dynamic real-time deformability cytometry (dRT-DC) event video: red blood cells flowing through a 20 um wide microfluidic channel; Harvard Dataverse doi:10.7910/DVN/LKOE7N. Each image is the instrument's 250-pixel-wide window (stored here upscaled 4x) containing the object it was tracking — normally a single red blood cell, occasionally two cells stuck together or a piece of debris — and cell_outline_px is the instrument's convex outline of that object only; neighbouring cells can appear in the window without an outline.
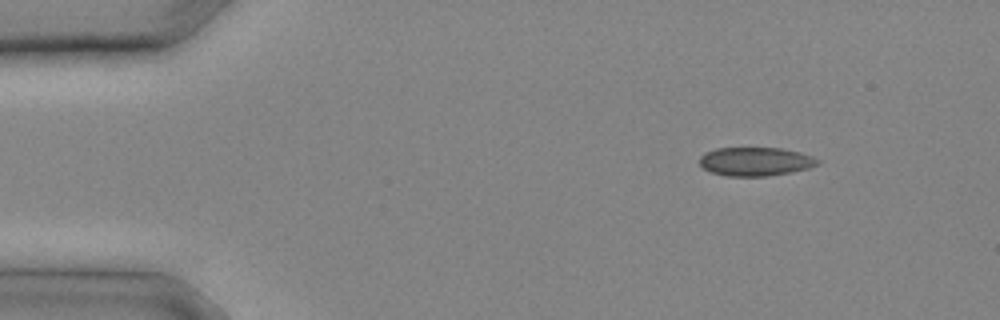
{"species": "common noctule bat (a hibernating species)", "species_latin": "Nyctalus noctula", "temperature_condition": "cold", "stored_images_in_passage": 21, "camera_frame_rate_fps": 3000, "um_per_image_px": 0.085, "animal": {"sex": "male", "body_mass_g": 20.4}, "frame": {"image": 1, "passage_image": 1, "time_ms": 0.0, "image_size_px": [1000, 320], "cell_outline_px": [[820, 164], [808, 168], [792, 172], [764, 176], [728, 176], [712, 172], [704, 168], [700, 164], [700, 156], [704, 152], [716, 148], [780, 148], [800, 152], [812, 156], [820, 160]], "centroid_in_image_um": [64.22, 13.72], "position_along_channel_um": 20.8, "area_um2": 19.71}}